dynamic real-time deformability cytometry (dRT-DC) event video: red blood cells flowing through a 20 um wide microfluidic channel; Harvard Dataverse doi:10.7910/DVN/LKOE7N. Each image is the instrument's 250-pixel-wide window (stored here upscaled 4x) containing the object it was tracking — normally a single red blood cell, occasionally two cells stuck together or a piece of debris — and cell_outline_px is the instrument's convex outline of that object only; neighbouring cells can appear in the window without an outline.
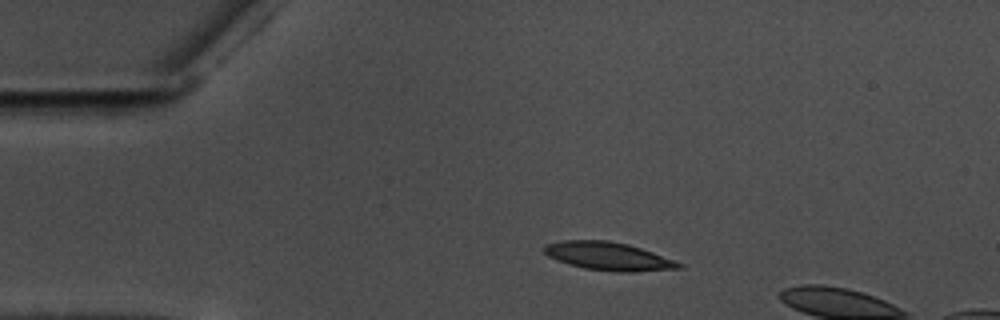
{"species": "common noctule bat (a hibernating species)", "species_latin": "Nyctalus noctula", "temperature_condition": "warm", "stored_images_in_passage": 5, "camera_frame_rate_fps": 3000, "um_per_image_px": 0.085, "animal": {"sex": "male", "body_mass_g": 17.5, "forearm_length_mm": 52.3}, "frame": {"image": 1, "passage_image": 1, "time_ms": 0.0, "image_size_px": [1000, 320], "cell_outline_px": [[684, 268], [632, 272], [616, 272], [584, 268], [568, 264], [556, 260], [548, 256], [540, 248], [544, 244], [564, 240], [608, 240], [628, 244], [652, 252], [684, 264]], "centroid_in_image_um": [51.67, 21.78], "position_along_channel_um": 33.3, "area_um2": 22.25}}